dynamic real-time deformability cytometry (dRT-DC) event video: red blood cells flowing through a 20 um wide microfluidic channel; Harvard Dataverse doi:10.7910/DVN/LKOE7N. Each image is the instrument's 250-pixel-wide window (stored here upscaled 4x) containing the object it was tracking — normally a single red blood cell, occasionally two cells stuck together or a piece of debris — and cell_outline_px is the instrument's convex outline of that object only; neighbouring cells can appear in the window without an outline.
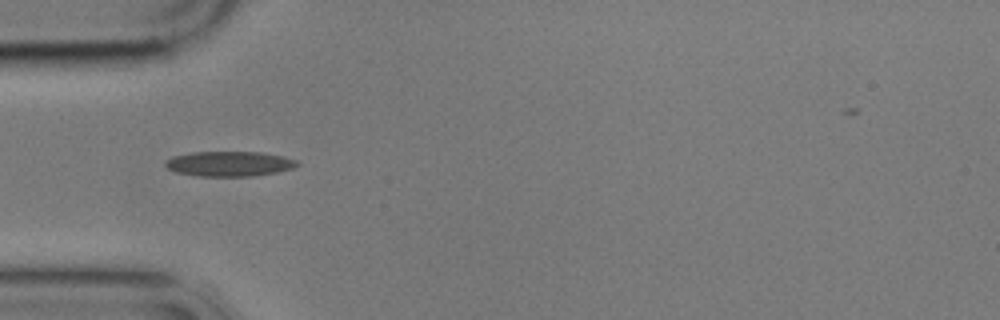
{"species": "common noctule bat (a hibernating species)", "species_latin": "Nyctalus noctula", "temperature_condition": "cold", "stored_images_in_passage": 2, "camera_frame_rate_fps": 3000, "um_per_image_px": 0.085, "animal": {"sex": "male", "body_mass_g": 17.9}, "frame": {"image": 1, "passage_image": 1, "time_ms": 0.0, "image_size_px": [1000, 320], "cell_outline_px": [[300, 164], [292, 168], [276, 172], [252, 176], [200, 176], [176, 172], [168, 168], [164, 164], [172, 156], [192, 152], [264, 152], [284, 156], [296, 160]], "centroid_in_image_um": [19.51, 13.91], "position_along_channel_um": 65.5, "area_um2": 19.13}}
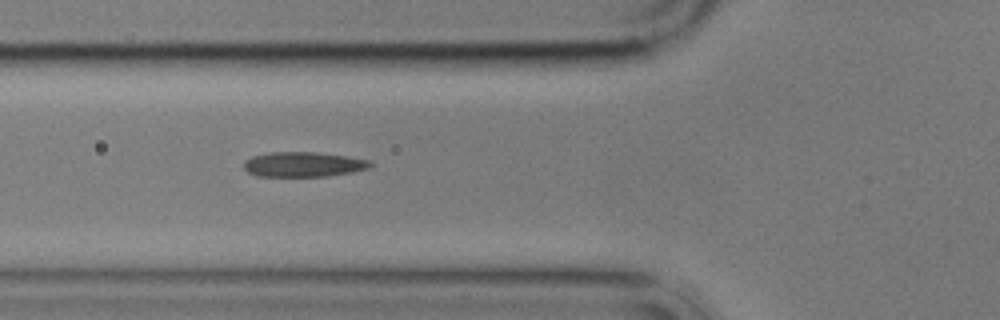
{"frame": {"image": 2, "passage_image": 2, "time_ms": 1.0, "image_size_px": [1000, 320], "cell_outline_px": [[372, 164], [368, 168], [352, 172], [328, 176], [256, 176], [248, 172], [244, 168], [244, 160], [252, 156], [268, 152], [316, 152], [348, 156], [368, 160]], "centroid_in_image_um": [25.75, 13.97], "position_along_channel_um": 100.0, "area_um2": 18.38}}